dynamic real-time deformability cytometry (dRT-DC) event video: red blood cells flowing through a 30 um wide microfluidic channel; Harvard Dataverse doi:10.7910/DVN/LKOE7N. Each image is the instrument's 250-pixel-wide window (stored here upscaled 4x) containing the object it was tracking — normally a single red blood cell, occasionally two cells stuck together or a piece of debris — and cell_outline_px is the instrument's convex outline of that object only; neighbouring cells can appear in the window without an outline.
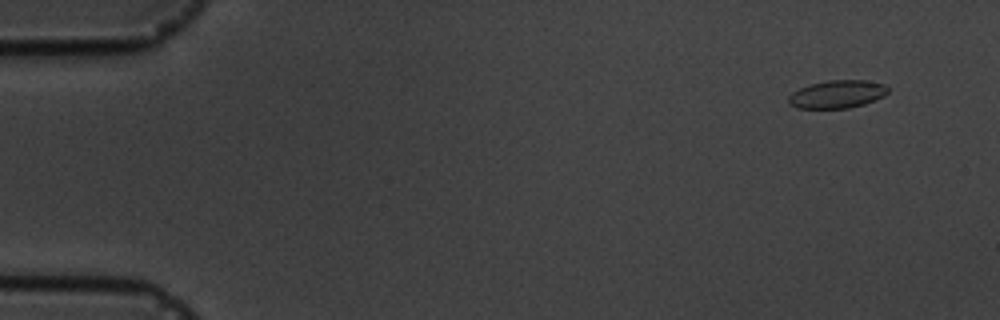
{"species": "common noctule bat (a hibernating species)", "species_latin": "Nyctalus noctula", "temperature_condition": "cold", "stored_images_in_passage": 5, "camera_frame_rate_fps": 3000, "um_per_image_px": 0.085, "animal": {"sex": "male", "body_mass_g": 19.5, "forearm_length_mm": 54.6}, "frame": {"image": 1, "passage_image": 2, "time_ms": 1.0, "image_size_px": [1000, 320], "cell_outline_px": [[888, 92], [884, 96], [876, 100], [864, 104], [848, 108], [796, 108], [788, 104], [788, 96], [792, 92], [800, 88], [812, 84], [828, 80], [864, 80], [884, 84], [888, 88]], "centroid_in_image_um": [71.16, 8.01], "position_along_channel_um": 13.8, "area_um2": 16.18}}